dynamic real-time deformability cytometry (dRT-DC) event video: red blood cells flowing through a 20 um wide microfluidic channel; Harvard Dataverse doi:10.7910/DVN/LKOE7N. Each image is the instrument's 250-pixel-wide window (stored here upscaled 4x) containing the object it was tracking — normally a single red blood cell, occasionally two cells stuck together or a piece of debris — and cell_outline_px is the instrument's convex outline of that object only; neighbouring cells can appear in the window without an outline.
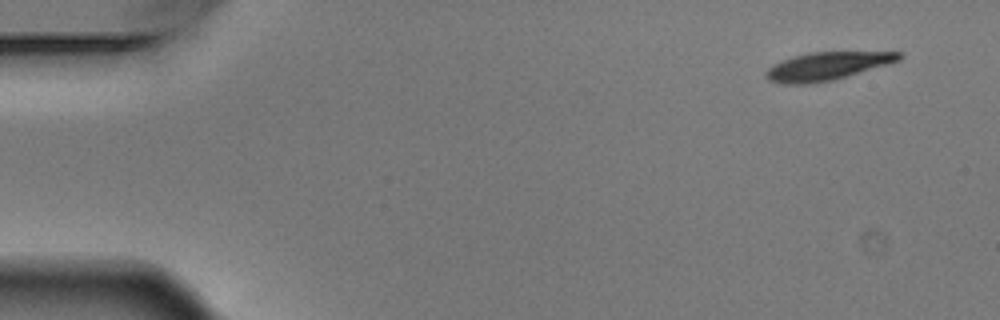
{"species": "Egyptian fruit bat (a non-hibernating species)", "species_latin": "Rousettus aegyptiacus", "temperature_condition": "warm", "stored_images_in_passage": 5, "camera_frame_rate_fps": 3000, "um_per_image_px": 0.085, "animal": {"sex": "male"}, "frame": {"image": 1, "passage_image": 1, "time_ms": 0.0, "image_size_px": [1000, 320], "cell_outline_px": [[904, 56], [900, 60], [888, 64], [832, 80], [808, 84], [784, 84], [768, 80], [768, 68], [792, 56], [812, 52], [904, 52]], "centroid_in_image_um": [70.36, 5.61], "position_along_channel_um": 14.6, "area_um2": 21.33}}
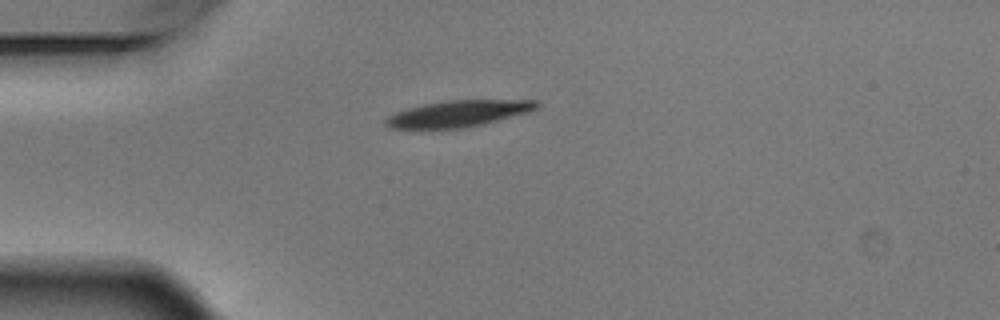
{"frame": {"image": 2, "passage_image": 4, "time_ms": 1.0, "image_size_px": [1000, 320], "cell_outline_px": [[540, 104], [536, 108], [528, 112], [484, 124], [464, 128], [388, 128], [384, 124], [384, 120], [388, 116], [396, 112], [408, 108], [424, 104], [448, 100], [536, 100]], "centroid_in_image_um": [38.95, 9.65], "position_along_channel_um": 46.1, "area_um2": 23.06}}